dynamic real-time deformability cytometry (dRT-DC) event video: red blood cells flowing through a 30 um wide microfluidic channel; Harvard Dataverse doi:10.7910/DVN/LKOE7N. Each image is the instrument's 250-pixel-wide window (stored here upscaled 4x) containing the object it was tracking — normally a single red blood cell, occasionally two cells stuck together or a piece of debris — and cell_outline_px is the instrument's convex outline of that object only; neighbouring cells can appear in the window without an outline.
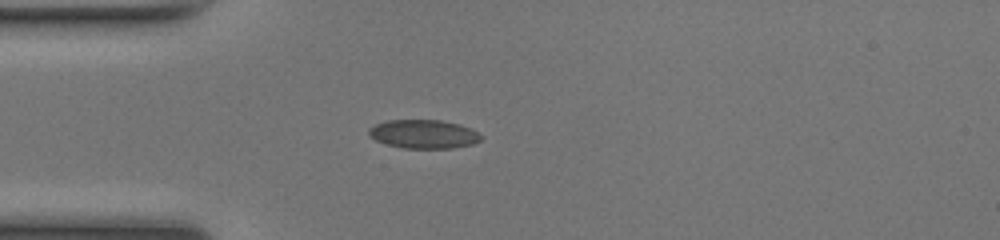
{"species": "common noctule bat (a hibernating species)", "species_latin": "Nyctalus noctula", "temperature_condition": "room temperature", "stored_images_in_passage": 37, "camera_frame_rate_fps": 3000, "um_per_image_px": 0.085, "animal": {"sex": "female", "body_mass_g": 17.0, "forearm_length_mm": 48.0}, "frame": {"image": 1, "passage_image": 1, "time_ms": 0.0, "image_size_px": [1000, 240], "cell_outline_px": [[484, 136], [480, 140], [472, 144], [452, 148], [404, 148], [388, 144], [376, 140], [368, 136], [368, 128], [376, 124], [388, 120], [440, 120], [460, 124], [472, 128]], "centroid_in_image_um": [36.03, 11.39], "position_along_channel_um": 49.0, "area_um2": 18.84}}
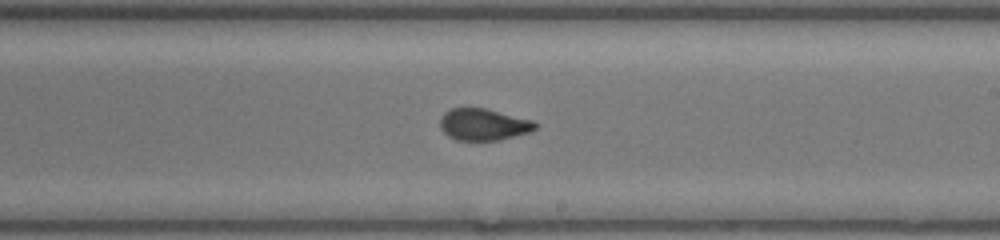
{"frame": {"image": 2, "passage_image": 16, "time_ms": 5.0, "image_size_px": [1000, 240], "cell_outline_px": [[540, 124], [536, 128], [528, 132], [496, 140], [456, 140], [448, 136], [440, 128], [440, 116], [444, 112], [452, 108], [488, 108], [532, 120]], "centroid_in_image_um": [41.08, 10.56], "position_along_channel_um": 247.9, "area_um2": 17.63}}
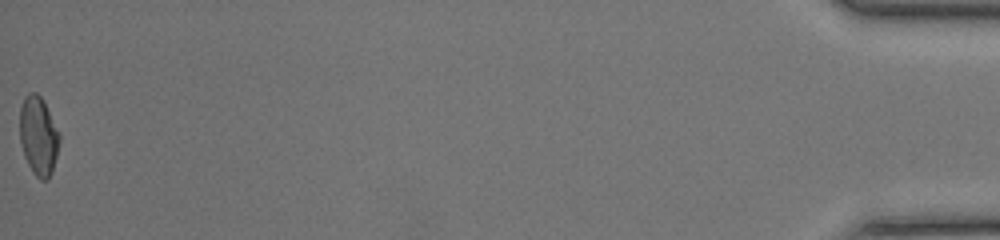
{"frame": {"image": 3, "passage_image": 37, "time_ms": 12.0, "image_size_px": [1000, 240], "cell_outline_px": [[60, 140], [52, 172], [48, 180], [40, 180], [32, 172], [24, 156], [20, 144], [20, 108], [24, 96], [28, 92], [36, 92], [44, 100], [60, 136]], "centroid_in_image_um": [3.25, 11.54], "position_along_channel_um": 431.9, "area_um2": 18.32}}